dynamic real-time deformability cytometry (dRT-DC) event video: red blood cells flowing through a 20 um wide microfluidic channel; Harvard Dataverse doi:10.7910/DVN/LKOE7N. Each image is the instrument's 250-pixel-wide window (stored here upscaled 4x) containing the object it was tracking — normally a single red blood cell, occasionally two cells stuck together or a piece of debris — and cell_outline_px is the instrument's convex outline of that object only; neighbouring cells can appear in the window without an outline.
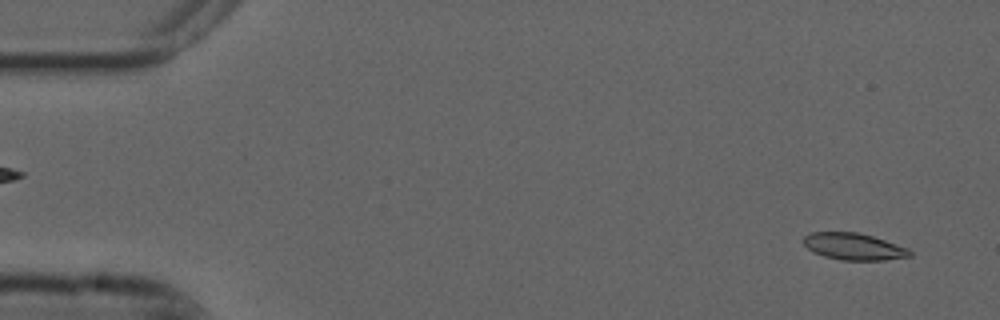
{"species": "common noctule bat (a hibernating species)", "species_latin": "Nyctalus noctula", "temperature_condition": "cold", "stored_images_in_passage": 14, "camera_frame_rate_fps": 3000, "um_per_image_px": 0.085, "animal": {"sex": "male", "forearm_length_mm": 52.5}, "frame": {"image": 1, "passage_image": 3, "time_ms": 0.667, "image_size_px": [1000, 320], "cell_outline_px": [[912, 256], [884, 260], [840, 260], [824, 256], [812, 252], [804, 244], [804, 236], [812, 232], [860, 232], [908, 248], [912, 252]], "centroid_in_image_um": [72.57, 20.96], "position_along_channel_um": 12.4, "area_um2": 16.59}}